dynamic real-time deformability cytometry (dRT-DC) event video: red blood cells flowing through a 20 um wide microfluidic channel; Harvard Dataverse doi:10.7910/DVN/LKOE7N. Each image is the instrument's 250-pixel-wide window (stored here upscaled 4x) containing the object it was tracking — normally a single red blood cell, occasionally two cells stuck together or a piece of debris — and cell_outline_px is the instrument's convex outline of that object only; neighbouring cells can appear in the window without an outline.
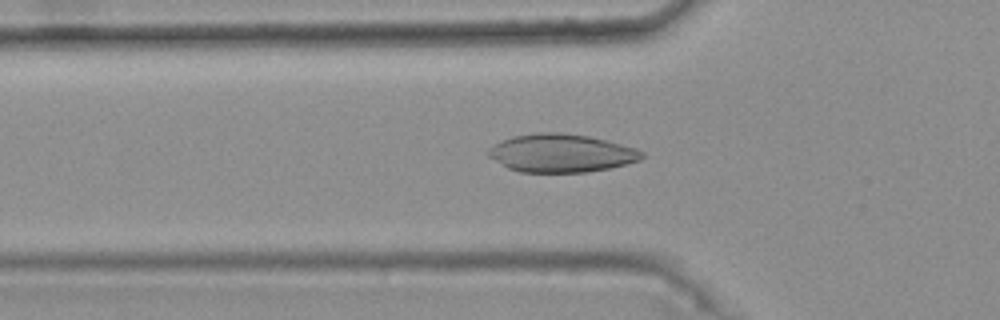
{"species": "common noctule bat (a hibernating species)", "species_latin": "Nyctalus noctula", "temperature_condition": "warm", "stored_images_in_passage": 36, "camera_frame_rate_fps": 3000, "um_per_image_px": 0.085, "animal": {"sex": "female", "body_mass_g": 25.1}, "frame": {"image": 1, "passage_image": 7, "time_ms": 2.0, "image_size_px": [1000, 320], "cell_outline_px": [[644, 156], [640, 160], [608, 168], [588, 172], [520, 172], [508, 168], [488, 156], [488, 148], [512, 136], [536, 132], [560, 132], [588, 136], [636, 148], [644, 152]], "centroid_in_image_um": [47.69, 13.01], "position_along_channel_um": 78.1, "area_um2": 33.93}}
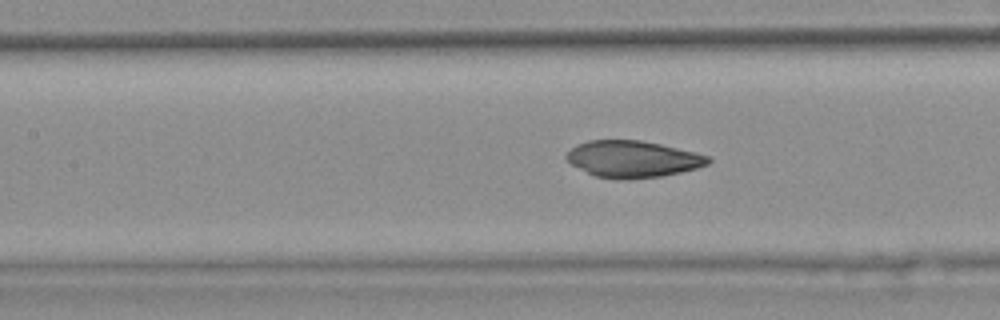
{"frame": {"image": 2, "passage_image": 13, "time_ms": 4.0, "image_size_px": [1000, 320], "cell_outline_px": [[712, 160], [708, 164], [696, 168], [680, 172], [660, 176], [628, 180], [620, 180], [596, 176], [572, 164], [564, 156], [576, 144], [588, 140], [640, 140], [660, 144], [696, 152], [708, 156]], "centroid_in_image_um": [53.79, 13.52], "position_along_channel_um": 153.6, "area_um2": 30.17}}
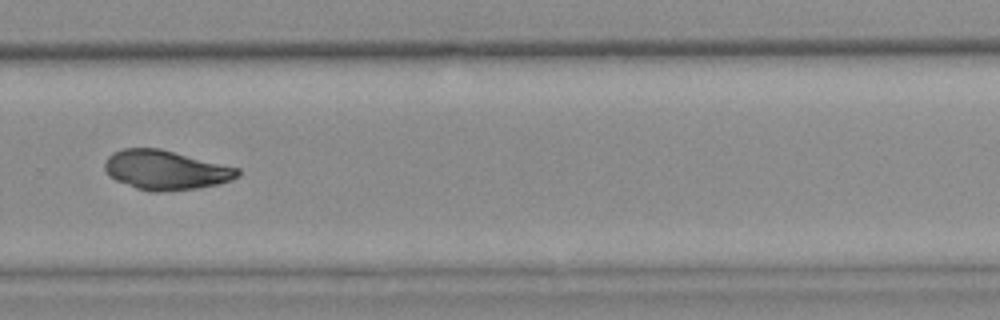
{"frame": {"image": 3, "passage_image": 26, "time_ms": 8.333, "image_size_px": [1000, 320], "cell_outline_px": [[240, 176], [232, 180], [220, 184], [196, 188], [164, 192], [152, 192], [136, 188], [116, 180], [108, 176], [104, 168], [104, 160], [112, 152], [124, 148], [160, 148], [240, 168]], "centroid_in_image_um": [14.08, 14.45], "position_along_channel_um": 315.7, "area_um2": 30.87}}